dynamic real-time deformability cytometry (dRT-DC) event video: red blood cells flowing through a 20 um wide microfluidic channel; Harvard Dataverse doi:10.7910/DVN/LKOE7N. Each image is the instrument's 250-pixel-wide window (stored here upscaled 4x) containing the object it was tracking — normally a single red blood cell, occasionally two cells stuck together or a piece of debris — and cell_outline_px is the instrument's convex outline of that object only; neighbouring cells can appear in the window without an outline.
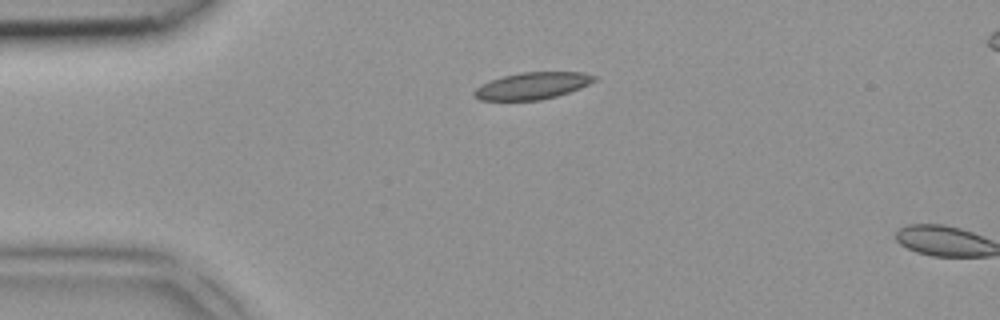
{"species": "common noctule bat (a hibernating species)", "species_latin": "Nyctalus noctula", "temperature_condition": "room temperature", "stored_images_in_passage": 2, "camera_frame_rate_fps": 3000, "um_per_image_px": 0.085, "animal": {"sex": "female", "body_mass_g": 18.4}, "frame": {"image": 1, "passage_image": 1, "time_ms": 0.0, "image_size_px": [1000, 320], "cell_outline_px": [[596, 80], [580, 88], [556, 96], [540, 100], [480, 100], [472, 92], [476, 88], [492, 80], [504, 76], [520, 72], [580, 72], [596, 76]], "centroid_in_image_um": [45.26, 7.29], "position_along_channel_um": 39.7, "area_um2": 18.5}}